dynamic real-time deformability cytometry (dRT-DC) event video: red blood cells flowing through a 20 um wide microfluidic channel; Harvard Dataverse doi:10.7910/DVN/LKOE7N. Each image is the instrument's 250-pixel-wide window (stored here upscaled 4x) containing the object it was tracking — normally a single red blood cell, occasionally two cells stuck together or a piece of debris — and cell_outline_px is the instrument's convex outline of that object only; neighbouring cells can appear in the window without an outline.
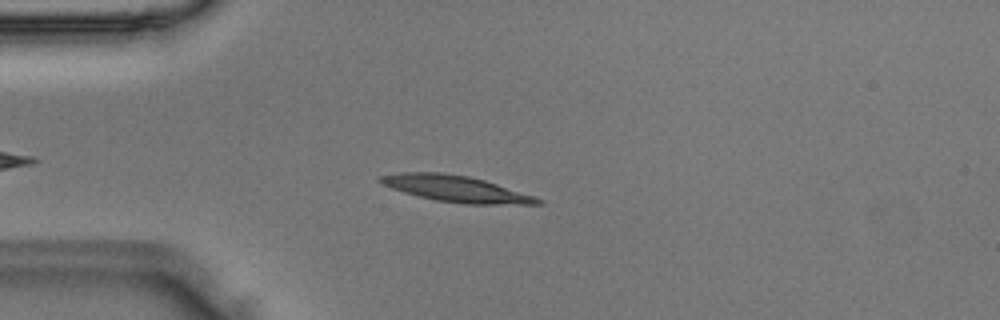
{"species": "Egyptian fruit bat (a non-hibernating species)", "species_latin": "Rousettus aegyptiacus", "temperature_condition": "room temperature", "stored_images_in_passage": 34, "camera_frame_rate_fps": 3000, "um_per_image_px": 0.085, "animal": {"sex": "male"}, "frame": {"image": 1, "passage_image": 6, "time_ms": 1.667, "image_size_px": [1000, 320], "cell_outline_px": [[544, 204], [464, 204], [436, 200], [404, 192], [380, 184], [376, 180], [376, 176], [400, 172], [440, 172], [468, 176], [484, 180], [536, 196], [544, 200]], "centroid_in_image_um": [38.74, 16.04], "position_along_channel_um": 46.3, "area_um2": 24.22}}
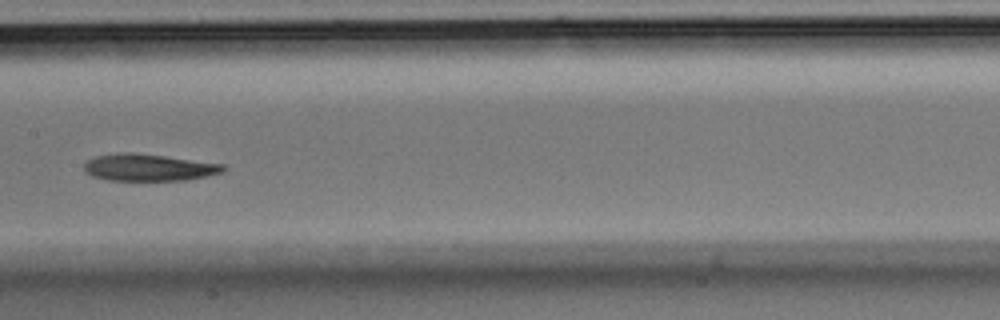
{"frame": {"image": 2, "passage_image": 18, "time_ms": 5.667, "image_size_px": [1000, 320], "cell_outline_px": [[228, 168], [224, 172], [184, 180], [108, 180], [92, 176], [84, 172], [84, 164], [88, 160], [96, 156], [120, 152], [136, 152], [224, 164]], "centroid_in_image_um": [12.63, 14.22], "position_along_channel_um": 194.8, "area_um2": 21.91}}
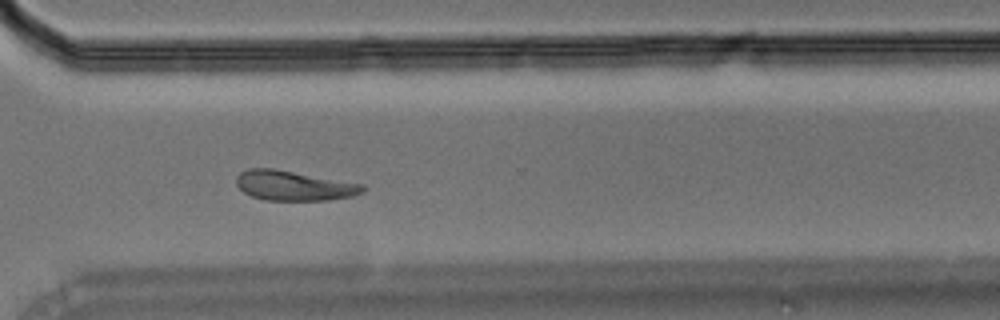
{"frame": {"image": 3, "passage_image": 29, "time_ms": 9.333, "image_size_px": [1000, 320], "cell_outline_px": [[364, 192], [352, 196], [328, 200], [264, 200], [252, 196], [244, 192], [236, 184], [236, 176], [240, 172], [248, 168], [272, 168], [364, 184]], "centroid_in_image_um": [24.97, 15.78], "position_along_channel_um": 345.6, "area_um2": 21.91}}